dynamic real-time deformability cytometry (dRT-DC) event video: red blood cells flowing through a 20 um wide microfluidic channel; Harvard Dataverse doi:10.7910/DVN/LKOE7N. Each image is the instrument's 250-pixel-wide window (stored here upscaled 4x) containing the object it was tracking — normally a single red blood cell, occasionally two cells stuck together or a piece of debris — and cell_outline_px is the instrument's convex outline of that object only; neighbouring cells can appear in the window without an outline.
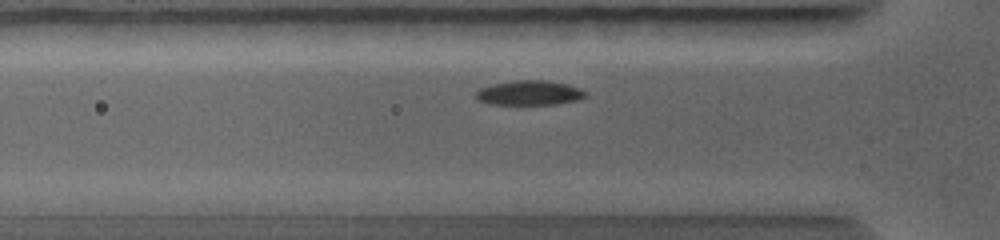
{"species": "common noctule bat (a hibernating species)", "species_latin": "Nyctalus noctula", "temperature_condition": "warm", "stored_images_in_passage": 6, "camera_frame_rate_fps": 5000, "um_per_image_px": 0.085, "animal": {"sex": "female", "body_mass_g": 19.0, "forearm_length_mm": 56.7}, "frame": {"image": 1, "passage_image": 6, "time_ms": 1.4, "image_size_px": [1000, 240], "cell_outline_px": [[588, 96], [580, 100], [556, 104], [520, 108], [488, 104], [480, 100], [476, 96], [476, 92], [480, 88], [492, 84], [516, 80], [544, 80], [568, 84], [580, 88], [588, 92]], "centroid_in_image_um": [45.03, 7.95], "position_along_channel_um": 80.8, "area_um2": 16.82}}